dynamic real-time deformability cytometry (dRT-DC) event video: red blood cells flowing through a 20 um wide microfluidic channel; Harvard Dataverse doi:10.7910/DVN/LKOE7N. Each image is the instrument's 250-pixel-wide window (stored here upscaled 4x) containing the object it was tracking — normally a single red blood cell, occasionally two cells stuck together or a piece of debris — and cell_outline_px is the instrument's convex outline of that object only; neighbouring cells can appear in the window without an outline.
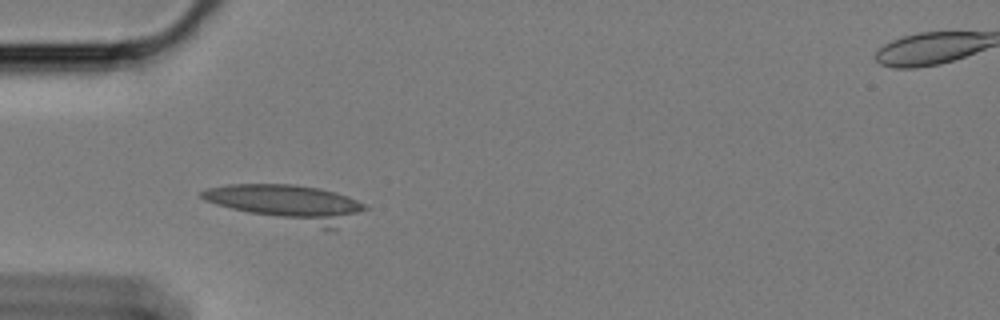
{"species": "Egyptian fruit bat (a non-hibernating species)", "species_latin": "Rousettus aegyptiacus", "temperature_condition": "cold", "stored_images_in_passage": 22, "camera_frame_rate_fps": 3000, "um_per_image_px": 0.085, "animal": {"sex": "female"}, "frame": {"image": 1, "passage_image": 3, "time_ms": 0.667, "image_size_px": [1000, 320], "cell_outline_px": [[368, 208], [336, 228], [328, 232], [216, 204], [204, 200], [200, 196], [200, 192], [208, 188], [228, 184], [292, 184], [320, 188], [348, 196], [364, 204]], "centroid_in_image_um": [24.5, 17.3], "position_along_channel_um": 60.5, "area_um2": 34.85}}
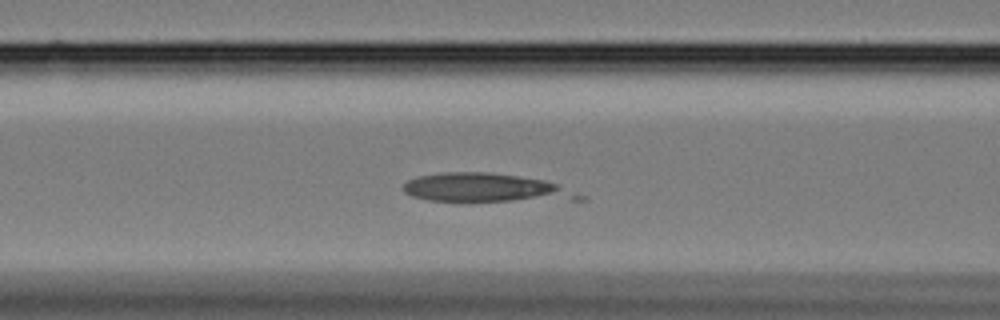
{"frame": {"image": 2, "passage_image": 9, "time_ms": 2.667, "image_size_px": [1000, 320], "cell_outline_px": [[588, 200], [464, 204], [428, 200], [412, 196], [404, 192], [404, 184], [408, 180], [416, 176], [444, 172], [488, 172], [544, 180], [560, 184], [588, 196]], "centroid_in_image_um": [41.42, 16.04], "position_along_channel_um": 125.2, "area_um2": 31.5}}
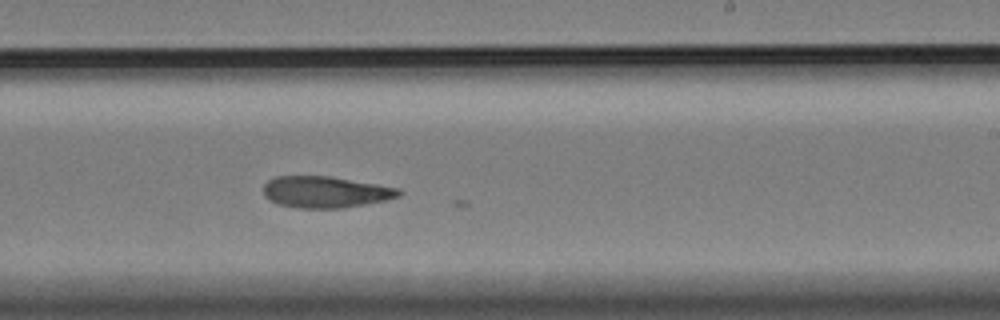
{"frame": {"image": 3, "passage_image": 21, "time_ms": 6.667, "image_size_px": [1000, 320], "cell_outline_px": [[404, 192], [400, 196], [384, 200], [344, 208], [296, 208], [276, 204], [264, 196], [264, 184], [268, 180], [276, 176], [332, 176], [400, 188]], "centroid_in_image_um": [27.66, 16.32], "position_along_channel_um": 261.3, "area_um2": 25.03}}